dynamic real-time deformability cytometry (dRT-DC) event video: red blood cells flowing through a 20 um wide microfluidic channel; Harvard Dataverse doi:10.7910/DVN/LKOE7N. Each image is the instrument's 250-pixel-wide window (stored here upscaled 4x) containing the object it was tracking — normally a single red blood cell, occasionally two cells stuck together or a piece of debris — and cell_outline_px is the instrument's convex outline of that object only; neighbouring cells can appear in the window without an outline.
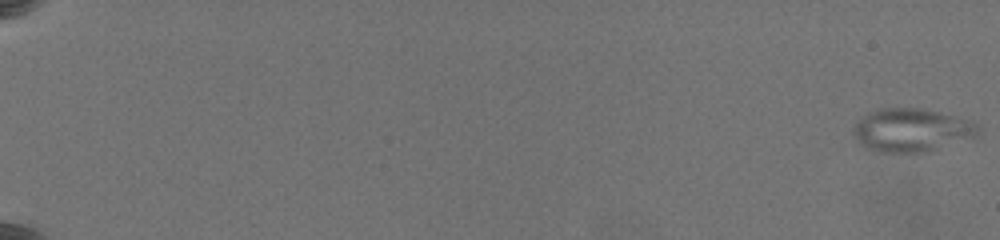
{"species": "common noctule bat (a hibernating species)", "species_latin": "Nyctalus noctula", "temperature_condition": "warm", "stored_images_in_passage": 64, "camera_frame_rate_fps": 3000, "um_per_image_px": 0.085, "animal": {"sex": "female", "body_mass_g": 19.5, "forearm_length_mm": 54.1}, "frame": {"image": 1, "passage_image": 1, "time_ms": 0.0, "image_size_px": [1000, 240], "cell_outline_px": [[980, 128], [972, 136], [924, 152], [880, 152], [864, 148], [856, 140], [852, 132], [856, 124], [868, 112], [880, 108], [920, 108], [968, 120], [976, 124]], "centroid_in_image_um": [77.37, 11.05], "position_along_channel_um": 7.6, "area_um2": 30.58}}
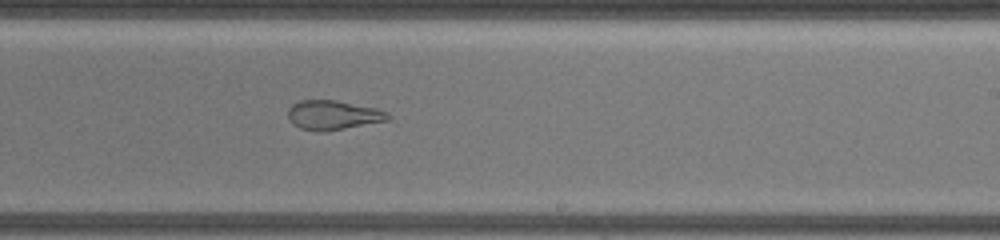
{"frame": {"image": 2, "passage_image": 43, "time_ms": 14.0, "image_size_px": [1000, 240], "cell_outline_px": [[392, 116], [388, 120], [344, 128], [320, 132], [300, 128], [292, 124], [288, 120], [288, 108], [292, 104], [300, 100], [336, 100], [376, 108], [388, 112]], "centroid_in_image_um": [28.28, 9.77], "position_along_channel_um": 260.7, "area_um2": 17.11}}
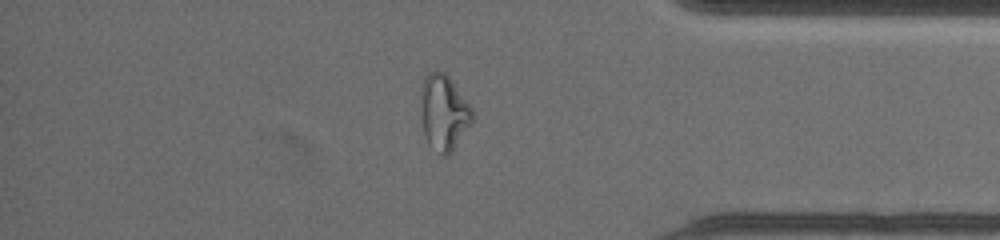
{"frame": {"image": 3, "passage_image": 56, "time_ms": 18.333, "image_size_px": [1000, 240], "cell_outline_px": [[472, 120], [448, 156], [444, 156], [428, 144], [424, 136], [420, 116], [420, 92], [424, 76], [428, 72], [436, 68], [444, 72], [448, 76], [472, 108]], "centroid_in_image_um": [37.65, 9.51], "position_along_channel_um": 397.5, "area_um2": 22.72}, "authors_computed_cell_mechanics": {"area_um2": 26.2123, "velocity_mm_per_s": 3.487, "shape_relaxation_time_tau1_ms": null, "shape_relaxation_time_tau2_ms": 1.6776, "deformation_change_tau1": null, "deformation_change_tau2": 0.0992}}